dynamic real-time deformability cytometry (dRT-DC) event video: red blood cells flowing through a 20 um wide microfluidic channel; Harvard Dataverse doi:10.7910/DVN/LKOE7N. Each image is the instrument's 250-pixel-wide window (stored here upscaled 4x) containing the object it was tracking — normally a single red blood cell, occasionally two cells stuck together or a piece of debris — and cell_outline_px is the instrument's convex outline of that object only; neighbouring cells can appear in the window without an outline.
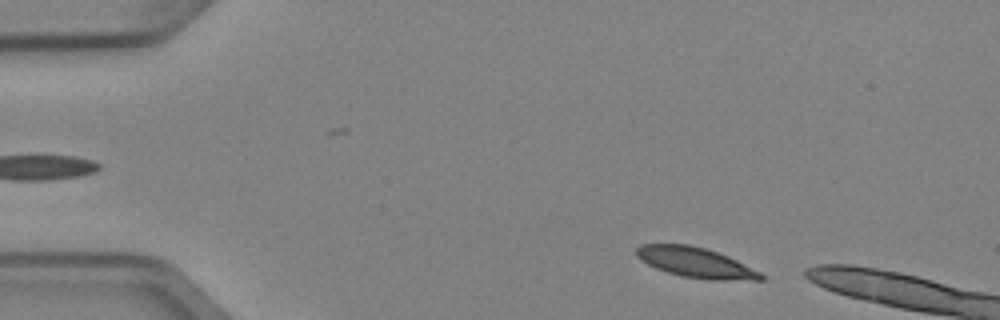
{"species": "Egyptian fruit bat (a non-hibernating species)", "species_latin": "Rousettus aegyptiacus", "temperature_condition": "cold", "stored_images_in_passage": 49, "camera_frame_rate_fps": 3000, "um_per_image_px": 0.085, "animal": {"sex": "female"}, "frame": {"image": 1, "passage_image": 4, "time_ms": 1.0, "image_size_px": [1000, 320], "cell_outline_px": [[768, 276], [764, 280], [708, 280], [684, 276], [668, 272], [656, 268], [640, 260], [636, 256], [636, 248], [640, 244], [688, 244], [704, 248], [728, 256]], "centroid_in_image_um": [59.15, 22.32], "position_along_channel_um": 25.9, "area_um2": 21.85}}
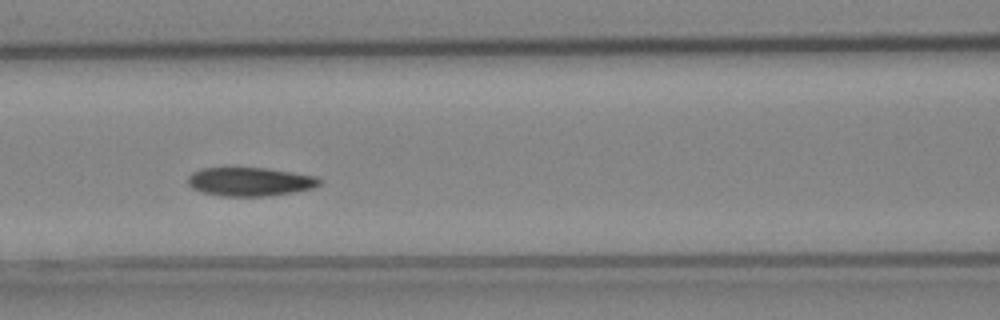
{"frame": {"image": 2, "passage_image": 19, "time_ms": 6.0, "image_size_px": [1000, 320], "cell_outline_px": [[324, 180], [320, 184], [312, 188], [272, 196], [224, 196], [200, 192], [192, 188], [188, 184], [188, 176], [192, 172], [200, 168], [264, 168], [292, 172], [316, 176]], "centroid_in_image_um": [21.24, 15.44], "position_along_channel_um": 145.4, "area_um2": 22.08}}
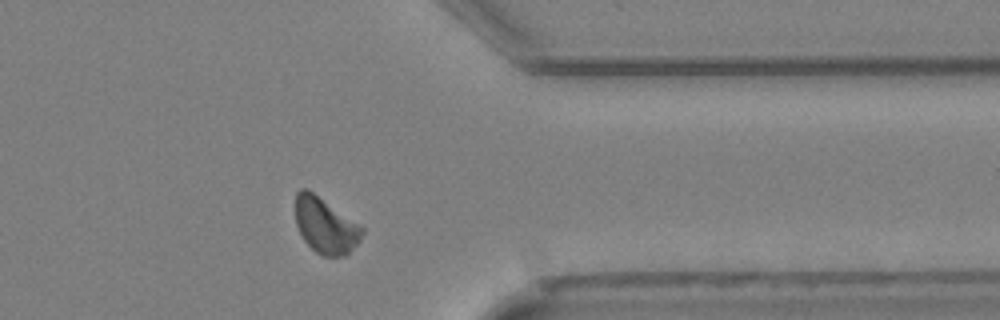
{"frame": {"image": 3, "passage_image": 38, "time_ms": 12.333, "image_size_px": [1000, 320], "cell_outline_px": [[364, 232], [360, 240], [344, 256], [324, 256], [316, 252], [304, 240], [296, 224], [296, 192], [300, 188], [308, 188], [364, 228]], "centroid_in_image_um": [27.65, 19.15], "position_along_channel_um": 383.8, "area_um2": 21.39}, "authors_computed_cell_mechanics": {"area_um2": 21.8484, "velocity_mm_per_s": 3.9012, "shape_relaxation_time_tau1_ms": 2.4602, "shape_relaxation_time_tau2_ms": 5.5577, "deformation_change_tau1": 0.0933, "deformation_change_tau2": 0.0853}}